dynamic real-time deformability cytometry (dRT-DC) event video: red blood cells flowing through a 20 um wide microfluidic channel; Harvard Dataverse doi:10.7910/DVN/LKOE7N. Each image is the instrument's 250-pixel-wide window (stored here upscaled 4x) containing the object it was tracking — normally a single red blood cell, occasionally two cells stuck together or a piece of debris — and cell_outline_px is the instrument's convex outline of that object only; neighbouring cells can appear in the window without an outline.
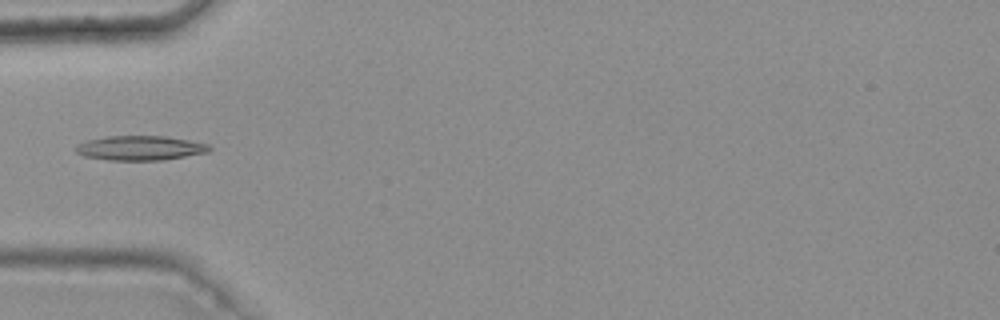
{"species": "common noctule bat (a hibernating species)", "species_latin": "Nyctalus noctula", "temperature_condition": "warm", "stored_images_in_passage": 1, "camera_frame_rate_fps": 3000, "um_per_image_px": 0.085, "animal": {"sex": "female", "body_mass_g": 25.1}, "frame": {"image": 1, "passage_image": 1, "time_ms": 0.0, "image_size_px": [1000, 320], "cell_outline_px": [[212, 148], [208, 152], [164, 160], [108, 160], [84, 156], [76, 152], [76, 144], [88, 140], [104, 136], [168, 136], [208, 144]], "centroid_in_image_um": [11.91, 12.58], "position_along_channel_um": 73.1, "area_um2": 19.13}}